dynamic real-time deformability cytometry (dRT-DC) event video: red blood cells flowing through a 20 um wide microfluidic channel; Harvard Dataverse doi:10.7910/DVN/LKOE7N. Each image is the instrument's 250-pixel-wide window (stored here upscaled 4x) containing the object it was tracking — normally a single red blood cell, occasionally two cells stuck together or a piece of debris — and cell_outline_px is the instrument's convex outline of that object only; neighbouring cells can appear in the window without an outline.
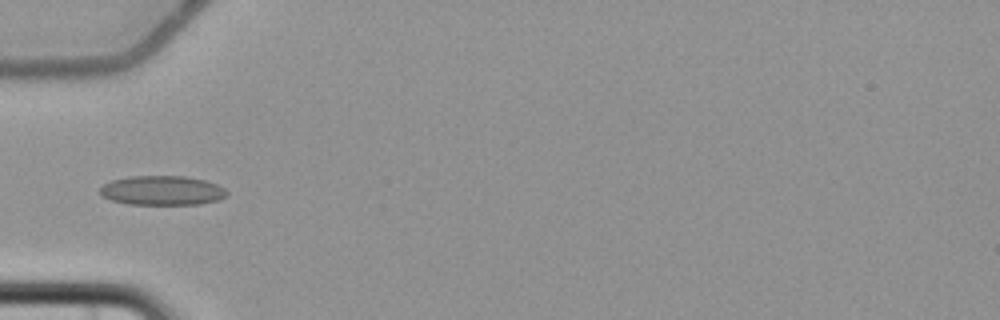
{"species": "common noctule bat (a hibernating species)", "species_latin": "Nyctalus noctula", "temperature_condition": "cold", "stored_images_in_passage": 7, "camera_frame_rate_fps": 3000, "um_per_image_px": 0.085, "animal": {"sex": "female", "body_mass_g": 22.7, "forearm_length_mm": 54.2}, "frame": {"image": 1, "passage_image": 6, "time_ms": 6.333, "image_size_px": [1000, 320], "cell_outline_px": [[228, 192], [224, 196], [216, 200], [200, 204], [128, 204], [112, 200], [100, 196], [100, 188], [104, 184], [112, 180], [128, 176], [184, 176], [204, 180], [216, 184], [224, 188]], "centroid_in_image_um": [13.74, 16.18], "position_along_channel_um": 71.3, "area_um2": 21.62}}
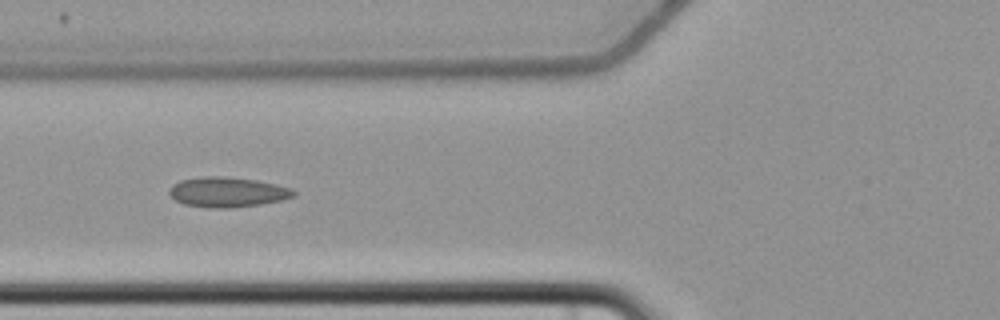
{"frame": {"image": 2, "passage_image": 7, "time_ms": 7.333, "image_size_px": [1000, 320], "cell_outline_px": [[296, 196], [284, 200], [260, 204], [232, 208], [208, 208], [184, 204], [176, 200], [168, 192], [168, 188], [172, 184], [180, 180], [204, 176], [220, 176], [256, 180], [276, 184], [292, 188], [296, 192]], "centroid_in_image_um": [19.34, 16.33], "position_along_channel_um": 106.5, "area_um2": 21.96}}